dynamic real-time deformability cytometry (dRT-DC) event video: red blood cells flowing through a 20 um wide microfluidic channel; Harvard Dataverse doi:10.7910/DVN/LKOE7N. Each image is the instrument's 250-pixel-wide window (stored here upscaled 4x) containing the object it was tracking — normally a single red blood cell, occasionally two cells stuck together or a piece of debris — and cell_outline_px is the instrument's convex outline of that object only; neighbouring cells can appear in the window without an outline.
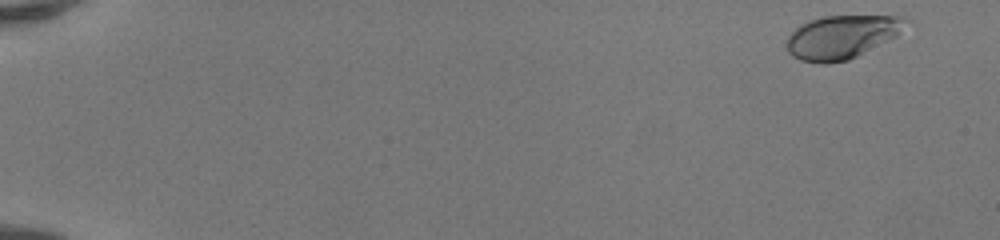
{"species": "human", "species_latin": "Homo sapiens", "temperature_condition": "room temperature", "stored_images_in_passage": 51, "camera_frame_rate_fps": 3000, "um_per_image_px": 0.085, "donor": {"sex": "female"}, "frame": {"image": 1, "passage_image": 3, "time_ms": 0.667, "image_size_px": [1000, 240], "cell_outline_px": [[912, 20], [896, 36], [848, 60], [828, 64], [820, 64], [800, 60], [792, 56], [788, 52], [788, 36], [800, 24], [808, 20], [824, 16], [904, 16]], "centroid_in_image_um": [71.56, 3.13], "position_along_channel_um": 13.4, "area_um2": 30.17}}
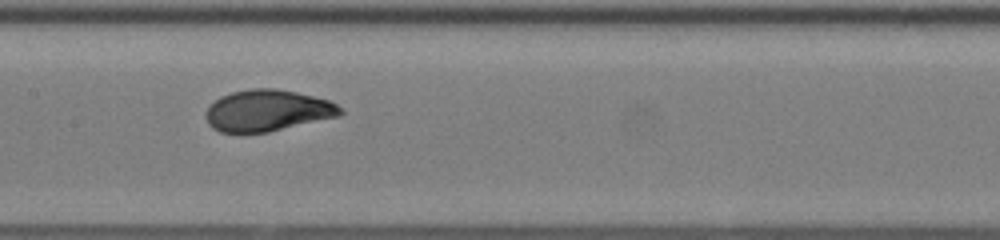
{"frame": {"image": 2, "passage_image": 28, "time_ms": 9.0, "image_size_px": [1000, 240], "cell_outline_px": [[344, 112], [340, 116], [268, 132], [240, 136], [220, 132], [212, 128], [208, 124], [208, 104], [220, 96], [232, 92], [252, 88], [276, 88], [296, 92], [328, 100], [336, 104]], "centroid_in_image_um": [22.69, 9.43], "position_along_channel_um": 184.7, "area_um2": 33.0}}
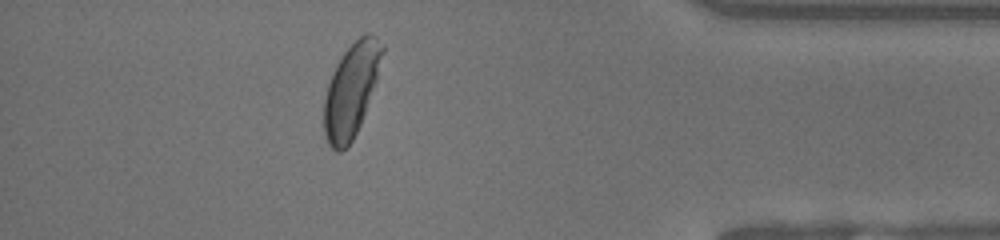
{"frame": {"image": 3, "passage_image": 46, "time_ms": 15.0, "image_size_px": [1000, 240], "cell_outline_px": [[384, 52], [376, 80], [360, 124], [352, 140], [340, 152], [336, 152], [328, 144], [324, 136], [324, 100], [328, 84], [332, 72], [336, 64], [344, 52], [360, 36], [368, 32], [376, 36], [384, 44]], "centroid_in_image_um": [29.85, 7.64], "position_along_channel_um": 405.4, "area_um2": 31.33}, "authors_computed_cell_mechanics": {"area_um2": 31.9056, "velocity_mm_per_s": 4.1667, "shape_relaxation_time_tau1_ms": 2.6565, "shape_relaxation_time_tau2_ms": null, "deformation_change_tau1": 0.1714, "deformation_change_tau2": null}}